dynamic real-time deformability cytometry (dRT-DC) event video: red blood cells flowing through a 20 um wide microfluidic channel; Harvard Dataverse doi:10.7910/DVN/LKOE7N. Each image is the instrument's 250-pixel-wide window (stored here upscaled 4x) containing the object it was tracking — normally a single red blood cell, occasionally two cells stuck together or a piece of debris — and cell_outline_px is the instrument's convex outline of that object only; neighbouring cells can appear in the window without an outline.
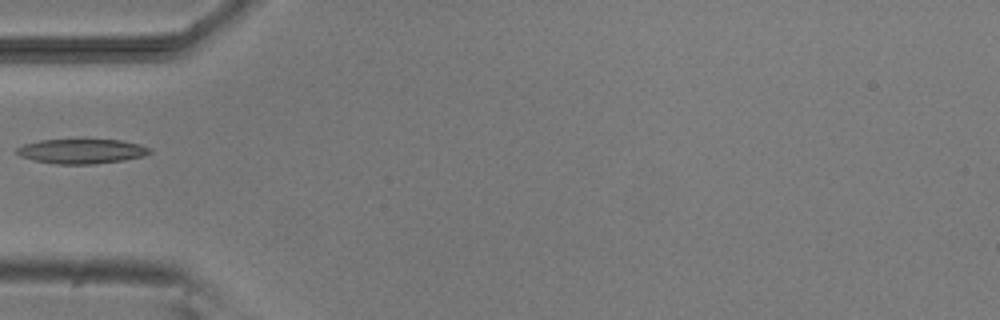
{"species": "common noctule bat (a hibernating species)", "species_latin": "Nyctalus noctula", "temperature_condition": "room temperature", "stored_images_in_passage": 5, "camera_frame_rate_fps": 3000, "um_per_image_px": 0.085, "animal": {"sex": "male", "body_mass_g": 20.5, "forearm_length_mm": 52.5}, "frame": {"image": 1, "passage_image": 4, "time_ms": 3.667, "image_size_px": [1000, 320], "cell_outline_px": [[152, 152], [144, 156], [124, 160], [92, 164], [56, 164], [36, 160], [20, 156], [16, 152], [16, 148], [24, 144], [40, 140], [120, 140], [140, 144], [148, 148]], "centroid_in_image_um": [6.94, 12.86], "position_along_channel_um": 78.1, "area_um2": 18.9}}
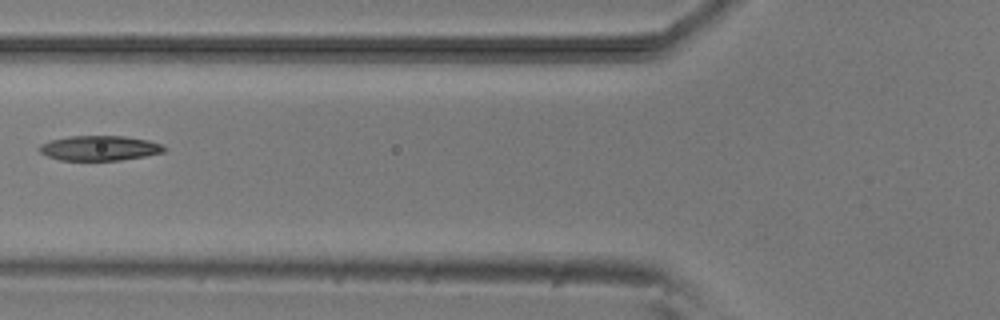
{"frame": {"image": 2, "passage_image": 5, "time_ms": 4.667, "image_size_px": [1000, 320], "cell_outline_px": [[168, 148], [164, 152], [144, 156], [120, 160], [60, 160], [48, 156], [40, 152], [36, 148], [40, 144], [48, 140], [68, 136], [124, 136], [148, 140], [160, 144]], "centroid_in_image_um": [8.42, 12.58], "position_along_channel_um": 117.4, "area_um2": 18.21}}